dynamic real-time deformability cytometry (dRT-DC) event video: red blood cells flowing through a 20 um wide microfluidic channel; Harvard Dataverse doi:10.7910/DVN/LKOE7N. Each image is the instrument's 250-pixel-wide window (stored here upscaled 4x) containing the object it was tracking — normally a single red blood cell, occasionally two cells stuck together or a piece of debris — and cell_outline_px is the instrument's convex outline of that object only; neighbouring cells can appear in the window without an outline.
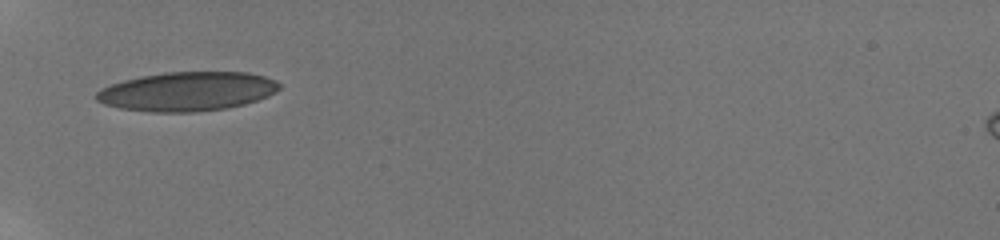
{"species": "human", "species_latin": "Homo sapiens", "temperature_condition": "room temperature", "stored_images_in_passage": 2, "camera_frame_rate_fps": 3000, "um_per_image_px": 0.085, "donor": {"sex": "male"}, "frame": {"image": 1, "passage_image": 1, "time_ms": 0.0, "image_size_px": [1000, 240], "cell_outline_px": [[280, 88], [276, 92], [268, 96], [244, 104], [228, 108], [196, 112], [148, 112], [120, 108], [104, 104], [96, 100], [96, 92], [100, 88], [124, 80], [140, 76], [164, 72], [248, 72], [264, 76], [276, 80], [280, 84]], "centroid_in_image_um": [15.91, 7.77], "position_along_channel_um": 69.1, "area_um2": 41.91}}